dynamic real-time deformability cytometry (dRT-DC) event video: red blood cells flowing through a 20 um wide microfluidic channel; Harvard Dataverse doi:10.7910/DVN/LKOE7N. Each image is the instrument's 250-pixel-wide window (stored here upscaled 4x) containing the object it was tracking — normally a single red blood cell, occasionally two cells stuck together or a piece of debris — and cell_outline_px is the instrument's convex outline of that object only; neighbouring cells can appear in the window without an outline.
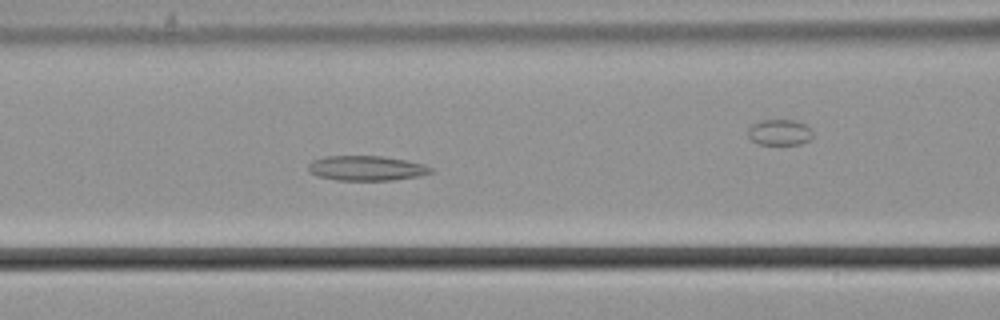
{"species": "common noctule bat (a hibernating species)", "species_latin": "Nyctalus noctula", "temperature_condition": "cold", "stored_images_in_passage": 11, "camera_frame_rate_fps": 3000, "um_per_image_px": 0.085, "animal": {"sex": "male", "body_mass_g": 21.5, "forearm_length_mm": 52.0}, "frame": {"image": 1, "passage_image": 4, "time_ms": 1.0, "image_size_px": [1000, 320], "cell_outline_px": [[432, 172], [416, 176], [392, 180], [336, 180], [316, 176], [308, 172], [308, 164], [312, 160], [324, 156], [380, 156], [404, 160], [424, 164], [432, 168]], "centroid_in_image_um": [31.07, 14.29], "position_along_channel_um": 135.5, "area_um2": 17.69}}
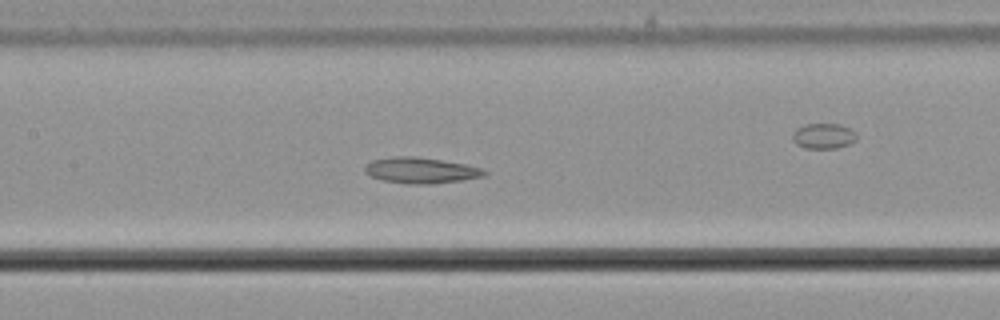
{"frame": {"image": 2, "passage_image": 7, "time_ms": 2.0, "image_size_px": [1000, 320], "cell_outline_px": [[488, 172], [484, 176], [464, 180], [432, 184], [404, 184], [380, 180], [364, 172], [364, 168], [372, 160], [396, 156], [416, 156], [464, 164], [480, 168]], "centroid_in_image_um": [35.75, 14.49], "position_along_channel_um": 171.6, "area_um2": 18.03}}